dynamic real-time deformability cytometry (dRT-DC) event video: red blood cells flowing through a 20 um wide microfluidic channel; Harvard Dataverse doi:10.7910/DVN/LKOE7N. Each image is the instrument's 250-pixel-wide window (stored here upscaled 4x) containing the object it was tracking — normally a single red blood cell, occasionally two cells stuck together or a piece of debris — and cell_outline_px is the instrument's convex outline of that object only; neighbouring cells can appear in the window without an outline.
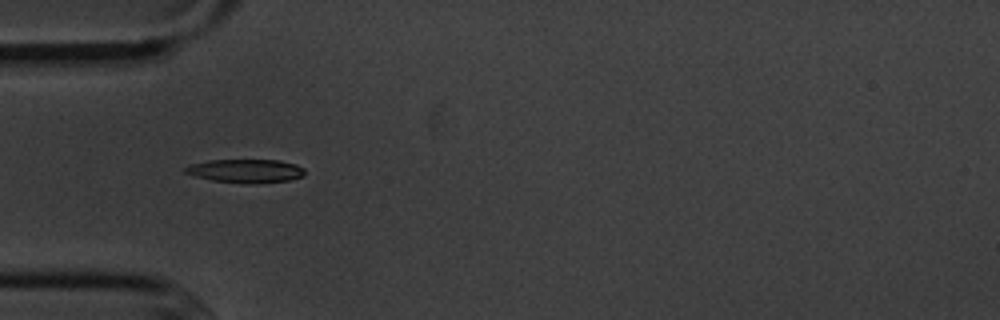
{"species": "common noctule bat (a hibernating species)", "species_latin": "Nyctalus noctula", "temperature_condition": "cold", "stored_images_in_passage": 8, "camera_frame_rate_fps": 3000, "um_per_image_px": 0.085, "animal": {"sex": "male", "body_mass_g": 20.1, "forearm_length_mm": 53.5}, "frame": {"image": 1, "passage_image": 3, "time_ms": 2.333, "image_size_px": [1000, 320], "cell_outline_px": [[304, 176], [288, 180], [252, 184], [244, 184], [212, 180], [196, 176], [184, 172], [184, 168], [192, 164], [208, 160], [280, 160], [296, 164], [304, 168]], "centroid_in_image_um": [20.91, 14.53], "position_along_channel_um": 64.1, "area_um2": 16.42}}
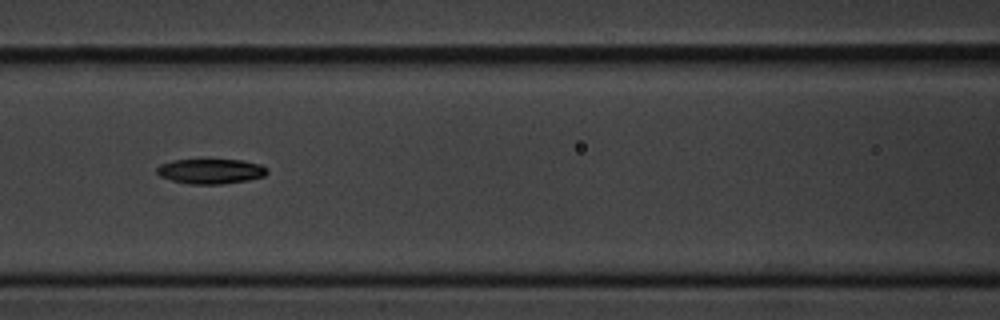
{"frame": {"image": 2, "passage_image": 5, "time_ms": 4.667, "image_size_px": [1000, 320], "cell_outline_px": [[268, 172], [264, 176], [248, 180], [220, 184], [188, 184], [172, 180], [160, 176], [156, 172], [156, 168], [160, 164], [172, 160], [204, 156], [244, 160], [260, 164], [268, 168]], "centroid_in_image_um": [17.89, 14.49], "position_along_channel_um": 148.7, "area_um2": 17.11}}
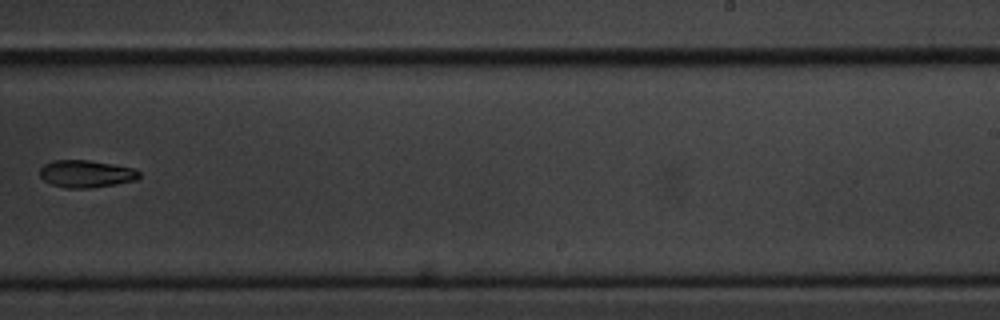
{"frame": {"image": 3, "passage_image": 8, "time_ms": 8.333, "image_size_px": [1000, 320], "cell_outline_px": [[140, 176], [136, 180], [116, 184], [88, 188], [64, 188], [52, 184], [44, 180], [40, 176], [40, 168], [44, 164], [52, 160], [88, 160], [136, 168], [140, 172]], "centroid_in_image_um": [7.33, 14.77], "position_along_channel_um": 281.7, "area_um2": 15.9}}